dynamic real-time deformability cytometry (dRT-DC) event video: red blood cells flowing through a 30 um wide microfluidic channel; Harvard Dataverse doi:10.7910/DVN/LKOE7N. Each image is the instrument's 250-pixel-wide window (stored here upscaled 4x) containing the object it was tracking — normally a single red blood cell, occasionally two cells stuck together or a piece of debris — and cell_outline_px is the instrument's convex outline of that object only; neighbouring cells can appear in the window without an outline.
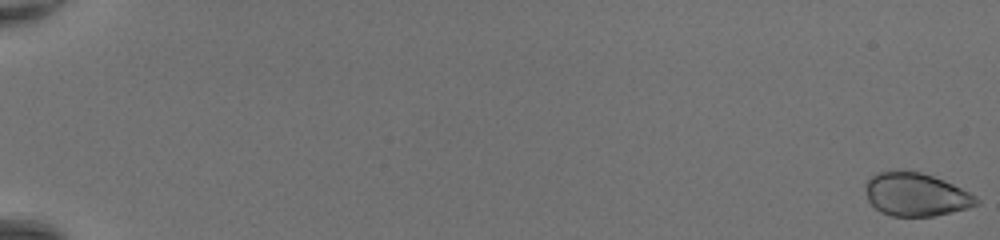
{"species": "common noctule bat (a hibernating species)", "species_latin": "Nyctalus noctula", "temperature_condition": "room temperature", "stored_images_in_passage": 50, "camera_frame_rate_fps": 3000, "um_per_image_px": 0.085, "animal": {"sex": "female", "body_mass_g": 20.0, "forearm_length_mm": 54.0}, "frame": {"image": 1, "passage_image": 1, "time_ms": 0.0, "image_size_px": [1000, 240], "cell_outline_px": [[980, 204], [968, 208], [936, 216], [892, 216], [880, 212], [868, 200], [864, 188], [864, 184], [876, 172], [920, 172], [944, 180], [976, 196], [980, 200]], "centroid_in_image_um": [77.86, 16.56], "position_along_channel_um": 7.1, "area_um2": 27.74}}
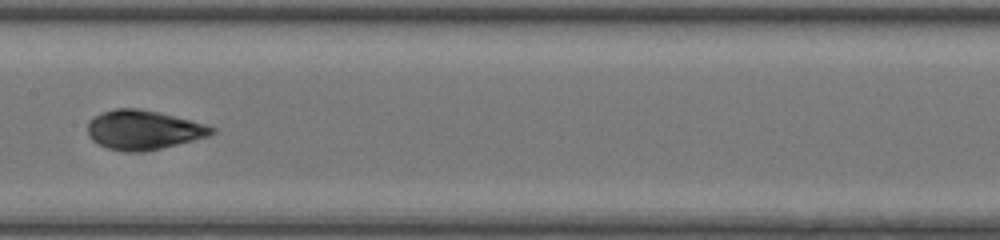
{"frame": {"image": 2, "passage_image": 29, "time_ms": 9.333, "image_size_px": [1000, 240], "cell_outline_px": [[216, 132], [208, 136], [144, 152], [124, 152], [108, 148], [92, 140], [88, 136], [88, 120], [92, 116], [100, 112], [116, 108], [136, 108], [160, 112], [192, 120], [216, 128]], "centroid_in_image_um": [12.16, 11.03], "position_along_channel_um": 195.2, "area_um2": 28.55}}
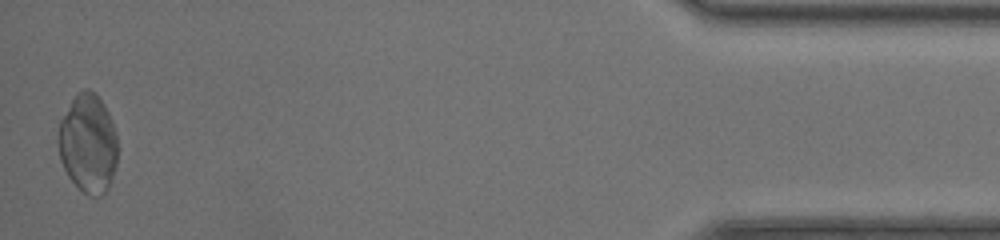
{"frame": {"image": 3, "passage_image": 50, "time_ms": 16.333, "image_size_px": [1000, 240], "cell_outline_px": [[116, 164], [112, 180], [108, 188], [100, 196], [88, 196], [68, 176], [60, 160], [56, 140], [60, 120], [76, 92], [84, 88], [88, 88], [96, 92], [104, 104], [112, 120], [116, 132]], "centroid_in_image_um": [7.46, 12.16], "position_along_channel_um": 427.7, "area_um2": 34.56}, "authors_computed_cell_mechanics": {"area_um2": 28.322, "velocity_mm_per_s": 4.3763, "shape_relaxation_time_tau1_ms": 2.951, "shape_relaxation_time_tau2_ms": null, "deformation_change_tau1": 0.1619, "deformation_change_tau2": null}}